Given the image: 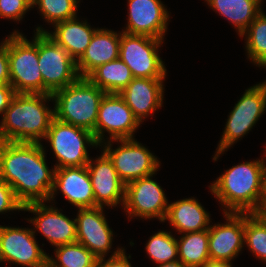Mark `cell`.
Returning a JSON list of instances; mask_svg holds the SVG:
<instances>
[{"label": "cell", "instance_id": "cell-1", "mask_svg": "<svg viewBox=\"0 0 266 267\" xmlns=\"http://www.w3.org/2000/svg\"><path fill=\"white\" fill-rule=\"evenodd\" d=\"M45 157L42 143L4 141L0 148V179L23 206L50 200L55 168H48Z\"/></svg>", "mask_w": 266, "mask_h": 267}, {"label": "cell", "instance_id": "cell-2", "mask_svg": "<svg viewBox=\"0 0 266 267\" xmlns=\"http://www.w3.org/2000/svg\"><path fill=\"white\" fill-rule=\"evenodd\" d=\"M265 168L264 159L246 161L226 170L209 186L226 208L223 212L261 213Z\"/></svg>", "mask_w": 266, "mask_h": 267}, {"label": "cell", "instance_id": "cell-3", "mask_svg": "<svg viewBox=\"0 0 266 267\" xmlns=\"http://www.w3.org/2000/svg\"><path fill=\"white\" fill-rule=\"evenodd\" d=\"M53 101L52 94L16 93L5 110L0 123V138L7 142L41 143L52 120L53 109L47 101Z\"/></svg>", "mask_w": 266, "mask_h": 267}, {"label": "cell", "instance_id": "cell-4", "mask_svg": "<svg viewBox=\"0 0 266 267\" xmlns=\"http://www.w3.org/2000/svg\"><path fill=\"white\" fill-rule=\"evenodd\" d=\"M105 92L88 78L80 77L52 94L55 118L94 134L98 110Z\"/></svg>", "mask_w": 266, "mask_h": 267}, {"label": "cell", "instance_id": "cell-5", "mask_svg": "<svg viewBox=\"0 0 266 267\" xmlns=\"http://www.w3.org/2000/svg\"><path fill=\"white\" fill-rule=\"evenodd\" d=\"M10 85L16 93L43 94L38 61V32L32 41L19 31L7 37Z\"/></svg>", "mask_w": 266, "mask_h": 267}, {"label": "cell", "instance_id": "cell-6", "mask_svg": "<svg viewBox=\"0 0 266 267\" xmlns=\"http://www.w3.org/2000/svg\"><path fill=\"white\" fill-rule=\"evenodd\" d=\"M57 158L55 169L86 166L90 160L87 145L100 146L90 131L54 118L44 138Z\"/></svg>", "mask_w": 266, "mask_h": 267}, {"label": "cell", "instance_id": "cell-7", "mask_svg": "<svg viewBox=\"0 0 266 267\" xmlns=\"http://www.w3.org/2000/svg\"><path fill=\"white\" fill-rule=\"evenodd\" d=\"M266 111V80L248 88L230 112L225 130L213 157L217 161L238 139L249 133Z\"/></svg>", "mask_w": 266, "mask_h": 267}, {"label": "cell", "instance_id": "cell-8", "mask_svg": "<svg viewBox=\"0 0 266 267\" xmlns=\"http://www.w3.org/2000/svg\"><path fill=\"white\" fill-rule=\"evenodd\" d=\"M38 61L43 94H53L80 78L76 61L45 32H38Z\"/></svg>", "mask_w": 266, "mask_h": 267}, {"label": "cell", "instance_id": "cell-9", "mask_svg": "<svg viewBox=\"0 0 266 267\" xmlns=\"http://www.w3.org/2000/svg\"><path fill=\"white\" fill-rule=\"evenodd\" d=\"M162 43L151 36L121 32L119 58L134 78L165 79L167 69L158 53Z\"/></svg>", "mask_w": 266, "mask_h": 267}, {"label": "cell", "instance_id": "cell-10", "mask_svg": "<svg viewBox=\"0 0 266 267\" xmlns=\"http://www.w3.org/2000/svg\"><path fill=\"white\" fill-rule=\"evenodd\" d=\"M113 141L121 145L112 149ZM100 146L113 162L120 180L125 185L139 178L155 175L159 169L160 162L157 157L135 138L110 140Z\"/></svg>", "mask_w": 266, "mask_h": 267}, {"label": "cell", "instance_id": "cell-11", "mask_svg": "<svg viewBox=\"0 0 266 267\" xmlns=\"http://www.w3.org/2000/svg\"><path fill=\"white\" fill-rule=\"evenodd\" d=\"M140 123L123 98L117 93H105L102 97L95 125V139L98 144L106 142L104 133L110 140L134 138Z\"/></svg>", "mask_w": 266, "mask_h": 267}, {"label": "cell", "instance_id": "cell-12", "mask_svg": "<svg viewBox=\"0 0 266 267\" xmlns=\"http://www.w3.org/2000/svg\"><path fill=\"white\" fill-rule=\"evenodd\" d=\"M153 176L139 178L125 185V201L122 207L128 217L157 218L164 222L169 204L164 190L152 179Z\"/></svg>", "mask_w": 266, "mask_h": 267}, {"label": "cell", "instance_id": "cell-13", "mask_svg": "<svg viewBox=\"0 0 266 267\" xmlns=\"http://www.w3.org/2000/svg\"><path fill=\"white\" fill-rule=\"evenodd\" d=\"M6 261L42 267L48 263V254L37 244L32 229L0 225V263Z\"/></svg>", "mask_w": 266, "mask_h": 267}, {"label": "cell", "instance_id": "cell-14", "mask_svg": "<svg viewBox=\"0 0 266 267\" xmlns=\"http://www.w3.org/2000/svg\"><path fill=\"white\" fill-rule=\"evenodd\" d=\"M45 202H34L23 206L22 211L33 213L36 217L31 218L30 223L36 230L49 240L52 246L71 244L77 240L76 220L69 219L59 209L47 206Z\"/></svg>", "mask_w": 266, "mask_h": 267}, {"label": "cell", "instance_id": "cell-15", "mask_svg": "<svg viewBox=\"0 0 266 267\" xmlns=\"http://www.w3.org/2000/svg\"><path fill=\"white\" fill-rule=\"evenodd\" d=\"M103 207L79 208L76 220V242L84 245L97 258H103L112 247L113 231Z\"/></svg>", "mask_w": 266, "mask_h": 267}, {"label": "cell", "instance_id": "cell-16", "mask_svg": "<svg viewBox=\"0 0 266 267\" xmlns=\"http://www.w3.org/2000/svg\"><path fill=\"white\" fill-rule=\"evenodd\" d=\"M92 182L95 207L111 206L125 201V184L120 180L113 162L103 151L97 158L89 160L86 165Z\"/></svg>", "mask_w": 266, "mask_h": 267}, {"label": "cell", "instance_id": "cell-17", "mask_svg": "<svg viewBox=\"0 0 266 267\" xmlns=\"http://www.w3.org/2000/svg\"><path fill=\"white\" fill-rule=\"evenodd\" d=\"M128 21L122 32L164 39L169 12L161 0H128Z\"/></svg>", "mask_w": 266, "mask_h": 267}, {"label": "cell", "instance_id": "cell-18", "mask_svg": "<svg viewBox=\"0 0 266 267\" xmlns=\"http://www.w3.org/2000/svg\"><path fill=\"white\" fill-rule=\"evenodd\" d=\"M226 223L209 227L210 260L231 261L244 245V213L224 212Z\"/></svg>", "mask_w": 266, "mask_h": 267}, {"label": "cell", "instance_id": "cell-19", "mask_svg": "<svg viewBox=\"0 0 266 267\" xmlns=\"http://www.w3.org/2000/svg\"><path fill=\"white\" fill-rule=\"evenodd\" d=\"M59 190L69 203L79 208L95 207V197L87 166L55 169L50 201ZM52 199V200H51Z\"/></svg>", "mask_w": 266, "mask_h": 267}, {"label": "cell", "instance_id": "cell-20", "mask_svg": "<svg viewBox=\"0 0 266 267\" xmlns=\"http://www.w3.org/2000/svg\"><path fill=\"white\" fill-rule=\"evenodd\" d=\"M165 79L133 78L119 93L141 124L143 120L162 107Z\"/></svg>", "mask_w": 266, "mask_h": 267}, {"label": "cell", "instance_id": "cell-21", "mask_svg": "<svg viewBox=\"0 0 266 267\" xmlns=\"http://www.w3.org/2000/svg\"><path fill=\"white\" fill-rule=\"evenodd\" d=\"M121 33L99 29L95 31L89 46L76 61L77 70L82 78H87L102 64L119 58Z\"/></svg>", "mask_w": 266, "mask_h": 267}, {"label": "cell", "instance_id": "cell-22", "mask_svg": "<svg viewBox=\"0 0 266 267\" xmlns=\"http://www.w3.org/2000/svg\"><path fill=\"white\" fill-rule=\"evenodd\" d=\"M54 32L37 27L36 32H45L59 46H62L70 56L77 61L90 44L92 36L97 29L91 28L85 21L76 18L54 24Z\"/></svg>", "mask_w": 266, "mask_h": 267}, {"label": "cell", "instance_id": "cell-23", "mask_svg": "<svg viewBox=\"0 0 266 267\" xmlns=\"http://www.w3.org/2000/svg\"><path fill=\"white\" fill-rule=\"evenodd\" d=\"M168 220L179 234L200 232L209 229V212L195 198H186L170 203L164 222Z\"/></svg>", "mask_w": 266, "mask_h": 267}, {"label": "cell", "instance_id": "cell-24", "mask_svg": "<svg viewBox=\"0 0 266 267\" xmlns=\"http://www.w3.org/2000/svg\"><path fill=\"white\" fill-rule=\"evenodd\" d=\"M210 8L225 17L237 29L238 35L249 27L262 10V0H205Z\"/></svg>", "mask_w": 266, "mask_h": 267}, {"label": "cell", "instance_id": "cell-25", "mask_svg": "<svg viewBox=\"0 0 266 267\" xmlns=\"http://www.w3.org/2000/svg\"><path fill=\"white\" fill-rule=\"evenodd\" d=\"M87 78L105 93L119 94L134 77L130 68L118 58L102 64Z\"/></svg>", "mask_w": 266, "mask_h": 267}, {"label": "cell", "instance_id": "cell-26", "mask_svg": "<svg viewBox=\"0 0 266 267\" xmlns=\"http://www.w3.org/2000/svg\"><path fill=\"white\" fill-rule=\"evenodd\" d=\"M209 229L183 233L177 239L179 261L186 267H201L210 260Z\"/></svg>", "mask_w": 266, "mask_h": 267}, {"label": "cell", "instance_id": "cell-27", "mask_svg": "<svg viewBox=\"0 0 266 267\" xmlns=\"http://www.w3.org/2000/svg\"><path fill=\"white\" fill-rule=\"evenodd\" d=\"M244 35L247 57L256 66L266 68V15L264 12H260L240 37Z\"/></svg>", "mask_w": 266, "mask_h": 267}, {"label": "cell", "instance_id": "cell-28", "mask_svg": "<svg viewBox=\"0 0 266 267\" xmlns=\"http://www.w3.org/2000/svg\"><path fill=\"white\" fill-rule=\"evenodd\" d=\"M56 259L48 255L52 267H96L97 257L79 242L57 246Z\"/></svg>", "mask_w": 266, "mask_h": 267}, {"label": "cell", "instance_id": "cell-29", "mask_svg": "<svg viewBox=\"0 0 266 267\" xmlns=\"http://www.w3.org/2000/svg\"><path fill=\"white\" fill-rule=\"evenodd\" d=\"M244 244L256 258L266 262V217L261 213H244Z\"/></svg>", "mask_w": 266, "mask_h": 267}, {"label": "cell", "instance_id": "cell-30", "mask_svg": "<svg viewBox=\"0 0 266 267\" xmlns=\"http://www.w3.org/2000/svg\"><path fill=\"white\" fill-rule=\"evenodd\" d=\"M146 252L158 265L179 260L177 239L171 232L159 231L152 235L146 243Z\"/></svg>", "mask_w": 266, "mask_h": 267}, {"label": "cell", "instance_id": "cell-31", "mask_svg": "<svg viewBox=\"0 0 266 267\" xmlns=\"http://www.w3.org/2000/svg\"><path fill=\"white\" fill-rule=\"evenodd\" d=\"M80 0H36L35 5L38 6L41 15L52 25L77 18V8Z\"/></svg>", "mask_w": 266, "mask_h": 267}, {"label": "cell", "instance_id": "cell-32", "mask_svg": "<svg viewBox=\"0 0 266 267\" xmlns=\"http://www.w3.org/2000/svg\"><path fill=\"white\" fill-rule=\"evenodd\" d=\"M31 8L33 7L25 0H0V18L19 22Z\"/></svg>", "mask_w": 266, "mask_h": 267}, {"label": "cell", "instance_id": "cell-33", "mask_svg": "<svg viewBox=\"0 0 266 267\" xmlns=\"http://www.w3.org/2000/svg\"><path fill=\"white\" fill-rule=\"evenodd\" d=\"M23 210V205L16 199L13 188L0 179V213Z\"/></svg>", "mask_w": 266, "mask_h": 267}, {"label": "cell", "instance_id": "cell-34", "mask_svg": "<svg viewBox=\"0 0 266 267\" xmlns=\"http://www.w3.org/2000/svg\"><path fill=\"white\" fill-rule=\"evenodd\" d=\"M125 252L126 251L124 248L118 247V249L115 250L109 257V259L106 260L105 257L98 258L96 267H132L128 260L131 258V256H127Z\"/></svg>", "mask_w": 266, "mask_h": 267}, {"label": "cell", "instance_id": "cell-35", "mask_svg": "<svg viewBox=\"0 0 266 267\" xmlns=\"http://www.w3.org/2000/svg\"><path fill=\"white\" fill-rule=\"evenodd\" d=\"M0 84H10L7 38L0 44Z\"/></svg>", "mask_w": 266, "mask_h": 267}, {"label": "cell", "instance_id": "cell-36", "mask_svg": "<svg viewBox=\"0 0 266 267\" xmlns=\"http://www.w3.org/2000/svg\"><path fill=\"white\" fill-rule=\"evenodd\" d=\"M15 95L16 92L10 84H0V115L4 114Z\"/></svg>", "mask_w": 266, "mask_h": 267}, {"label": "cell", "instance_id": "cell-37", "mask_svg": "<svg viewBox=\"0 0 266 267\" xmlns=\"http://www.w3.org/2000/svg\"><path fill=\"white\" fill-rule=\"evenodd\" d=\"M231 261L209 260L201 267H232Z\"/></svg>", "mask_w": 266, "mask_h": 267}, {"label": "cell", "instance_id": "cell-38", "mask_svg": "<svg viewBox=\"0 0 266 267\" xmlns=\"http://www.w3.org/2000/svg\"><path fill=\"white\" fill-rule=\"evenodd\" d=\"M266 213V168L264 172L263 195L261 199V214Z\"/></svg>", "mask_w": 266, "mask_h": 267}, {"label": "cell", "instance_id": "cell-39", "mask_svg": "<svg viewBox=\"0 0 266 267\" xmlns=\"http://www.w3.org/2000/svg\"><path fill=\"white\" fill-rule=\"evenodd\" d=\"M157 267H186V266H184L183 263L178 260L173 262H167L164 264H159Z\"/></svg>", "mask_w": 266, "mask_h": 267}, {"label": "cell", "instance_id": "cell-40", "mask_svg": "<svg viewBox=\"0 0 266 267\" xmlns=\"http://www.w3.org/2000/svg\"><path fill=\"white\" fill-rule=\"evenodd\" d=\"M27 1L32 7H34V4L36 2V0H25Z\"/></svg>", "mask_w": 266, "mask_h": 267}, {"label": "cell", "instance_id": "cell-41", "mask_svg": "<svg viewBox=\"0 0 266 267\" xmlns=\"http://www.w3.org/2000/svg\"><path fill=\"white\" fill-rule=\"evenodd\" d=\"M42 267H52V266L49 263H47L46 265H44Z\"/></svg>", "mask_w": 266, "mask_h": 267}, {"label": "cell", "instance_id": "cell-42", "mask_svg": "<svg viewBox=\"0 0 266 267\" xmlns=\"http://www.w3.org/2000/svg\"><path fill=\"white\" fill-rule=\"evenodd\" d=\"M3 140L0 138V148H1V146H2V144H3Z\"/></svg>", "mask_w": 266, "mask_h": 267}]
</instances>
